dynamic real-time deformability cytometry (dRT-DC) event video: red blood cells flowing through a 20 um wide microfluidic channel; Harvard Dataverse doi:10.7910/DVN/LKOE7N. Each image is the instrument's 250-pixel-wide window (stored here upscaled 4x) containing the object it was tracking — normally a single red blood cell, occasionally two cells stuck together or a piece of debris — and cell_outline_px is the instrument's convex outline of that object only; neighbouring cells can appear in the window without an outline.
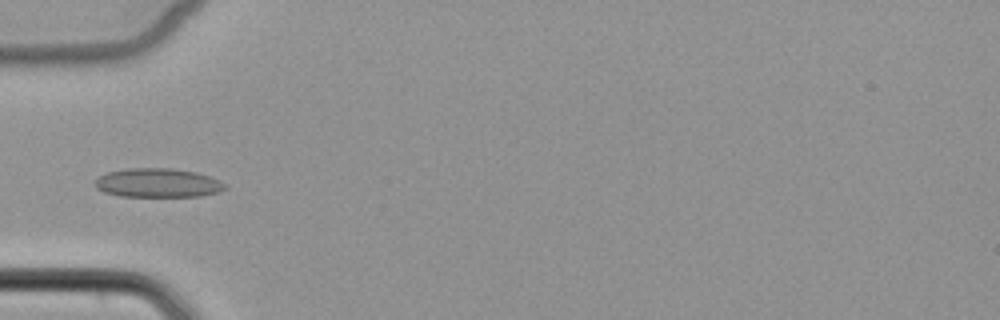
{"species": "common noctule bat (a hibernating species)", "species_latin": "Nyctalus noctula", "temperature_condition": "cold", "stored_images_in_passage": 6, "camera_frame_rate_fps": 3000, "um_per_image_px": 0.085, "animal": {"sex": "female", "body_mass_g": 22.7, "forearm_length_mm": 54.2}, "frame": {"image": 1, "passage_image": 6, "time_ms": 6.0, "image_size_px": [1000, 320], "cell_outline_px": [[228, 188], [220, 192], [200, 196], [120, 196], [104, 192], [96, 188], [96, 180], [100, 176], [108, 172], [128, 168], [172, 168], [196, 172], [220, 180]], "centroid_in_image_um": [13.45, 15.54], "position_along_channel_um": 71.6, "area_um2": 21.91}}